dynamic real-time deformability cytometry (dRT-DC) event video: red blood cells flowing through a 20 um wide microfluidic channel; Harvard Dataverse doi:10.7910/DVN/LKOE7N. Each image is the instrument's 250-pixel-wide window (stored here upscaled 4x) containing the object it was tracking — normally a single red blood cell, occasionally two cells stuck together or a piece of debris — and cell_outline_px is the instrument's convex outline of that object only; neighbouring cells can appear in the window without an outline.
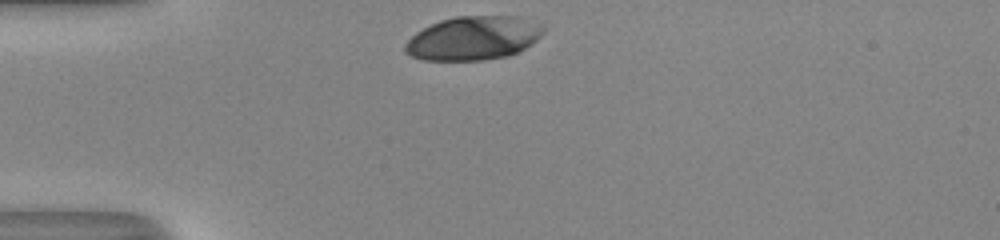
{"species": "human", "species_latin": "Homo sapiens", "temperature_condition": "room temperature", "stored_images_in_passage": 29, "camera_frame_rate_fps": 3000, "um_per_image_px": 0.085, "donor": {"sex": "male"}, "frame": {"image": 1, "passage_image": 1, "time_ms": 0.0, "image_size_px": [1000, 240], "cell_outline_px": [[544, 32], [536, 40], [524, 48], [508, 56], [484, 60], [424, 60], [408, 56], [404, 52], [404, 44], [416, 32], [440, 20], [456, 16], [520, 16], [544, 24]], "centroid_in_image_um": [40.24, 3.24], "position_along_channel_um": 44.8, "area_um2": 35.49}}
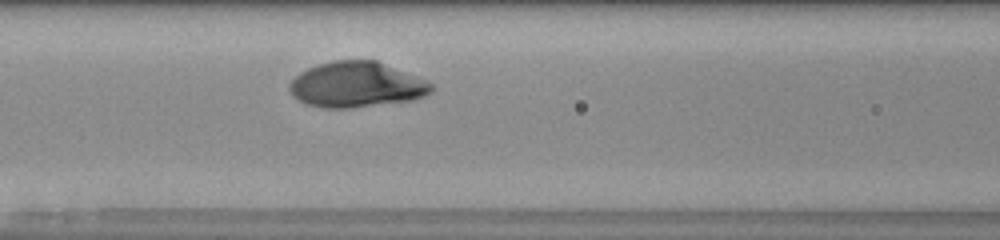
{"frame": {"image": 2, "passage_image": 10, "time_ms": 3.0, "image_size_px": [1000, 240], "cell_outline_px": [[436, 88], [432, 92], [424, 96], [412, 100], [352, 108], [320, 108], [308, 104], [292, 96], [288, 88], [288, 84], [300, 72], [316, 64], [332, 60], [376, 60], [416, 76], [432, 84]], "centroid_in_image_um": [30.28, 7.2], "position_along_channel_um": 136.3, "area_um2": 37.74}}
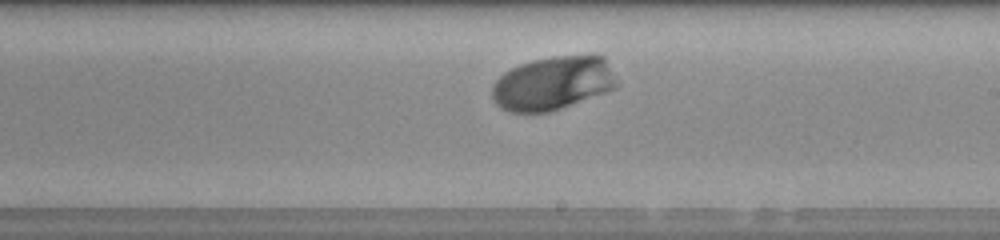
{"frame": {"image": 3, "passage_image": 18, "time_ms": 5.667, "image_size_px": [1000, 240], "cell_outline_px": [[620, 84], [616, 88], [560, 108], [548, 112], [508, 112], [500, 108], [496, 104], [492, 96], [492, 84], [504, 72], [520, 64], [532, 60], [552, 56], [604, 56]], "centroid_in_image_um": [46.98, 7.07], "position_along_channel_um": 242.0, "area_um2": 38.84}, "authors_computed_cell_mechanics": {"area_um2": 37.1654, "velocity_mm_per_s": 3.9888, "shape_relaxation_time_tau1_ms": 1.5207, "shape_relaxation_time_tau2_ms": null, "deformation_change_tau1": 0.1552, "deformation_change_tau2": null}}